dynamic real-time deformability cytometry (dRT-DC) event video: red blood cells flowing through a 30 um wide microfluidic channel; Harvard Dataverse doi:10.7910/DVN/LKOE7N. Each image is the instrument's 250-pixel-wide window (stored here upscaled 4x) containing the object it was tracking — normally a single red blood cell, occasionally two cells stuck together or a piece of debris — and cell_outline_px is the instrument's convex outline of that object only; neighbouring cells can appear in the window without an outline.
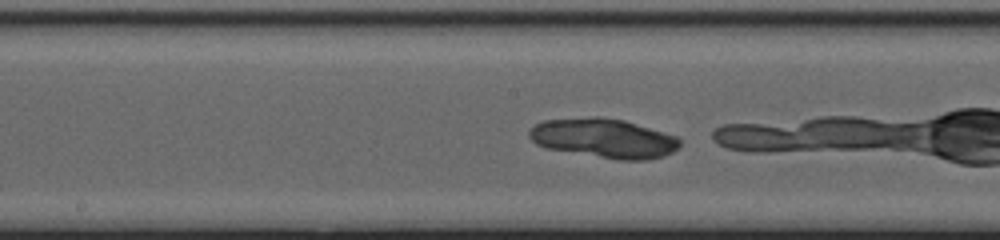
{"species": "common noctule bat (a hibernating species)", "species_latin": "Nyctalus noctula", "temperature_condition": "cold", "stored_images_in_passage": 37, "camera_frame_rate_fps": 3000, "um_per_image_px": 0.085, "animal": {"sex": "female", "body_mass_g": 20.0, "forearm_length_mm": 54.0}, "frame": {"image": 1, "passage_image": 21, "time_ms": 6.667, "image_size_px": [1000, 240], "cell_outline_px": [[680, 148], [664, 156], [648, 160], [620, 160], [544, 148], [536, 144], [528, 136], [528, 132], [536, 124], [544, 120], [592, 116], [600, 116], [624, 120], [664, 132], [676, 136], [680, 140]], "centroid_in_image_um": [51.33, 11.75], "position_along_channel_um": 196.9, "area_um2": 34.74}}
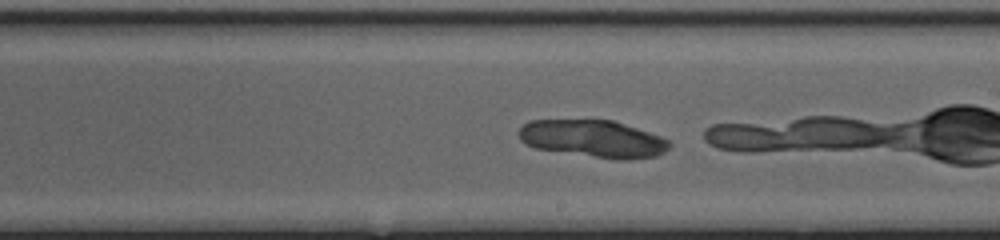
{"frame": {"image": 2, "passage_image": 24, "time_ms": 7.667, "image_size_px": [1000, 240], "cell_outline_px": [[672, 144], [664, 152], [656, 156], [628, 160], [616, 160], [536, 148], [520, 140], [516, 132], [528, 120], [612, 120], [660, 136], [668, 140]], "centroid_in_image_um": [50.4, 11.8], "position_along_channel_um": 238.6, "area_um2": 32.66}}
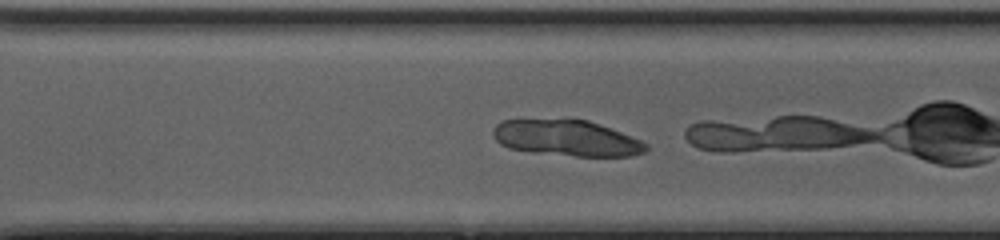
{"frame": {"image": 3, "passage_image": 30, "time_ms": 9.667, "image_size_px": [1000, 240], "cell_outline_px": [[648, 148], [644, 152], [632, 156], [576, 156], [508, 148], [500, 144], [492, 136], [492, 132], [496, 124], [504, 120], [588, 120], [600, 124], [640, 140], [648, 144]], "centroid_in_image_um": [48.17, 11.74], "position_along_channel_um": 322.4, "area_um2": 31.5}}